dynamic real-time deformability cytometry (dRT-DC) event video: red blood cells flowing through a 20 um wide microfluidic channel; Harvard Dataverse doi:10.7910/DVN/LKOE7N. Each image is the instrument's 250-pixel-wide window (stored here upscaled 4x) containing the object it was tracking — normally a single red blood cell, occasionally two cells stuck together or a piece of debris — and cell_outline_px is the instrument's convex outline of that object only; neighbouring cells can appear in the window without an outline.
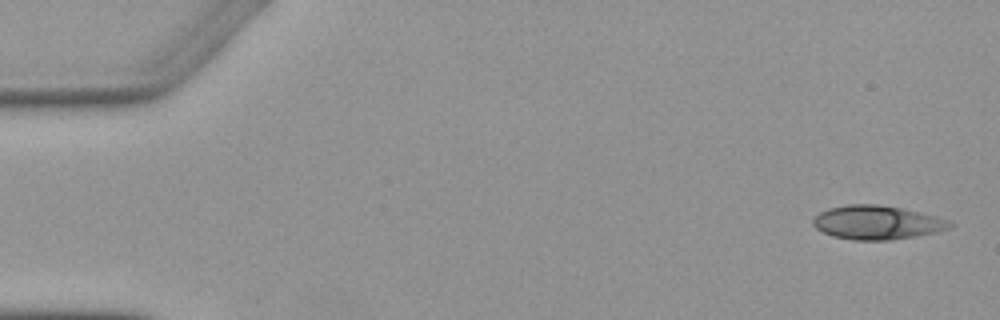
{"species": "Egyptian fruit bat (a non-hibernating species)", "species_latin": "Rousettus aegyptiacus", "temperature_condition": "warm", "stored_images_in_passage": 4, "camera_frame_rate_fps": 3000, "um_per_image_px": 0.085, "animal": {"sex": "female"}, "frame": {"image": 1, "passage_image": 1, "time_ms": 0.0, "image_size_px": [1000, 320], "cell_outline_px": [[956, 224], [952, 228], [936, 232], [916, 236], [892, 240], [852, 240], [832, 236], [816, 228], [812, 224], [812, 220], [820, 212], [828, 208], [848, 204], [876, 204], [904, 208], [936, 216], [948, 220]], "centroid_in_image_um": [74.58, 18.91], "position_along_channel_um": 10.4, "area_um2": 27.22}}
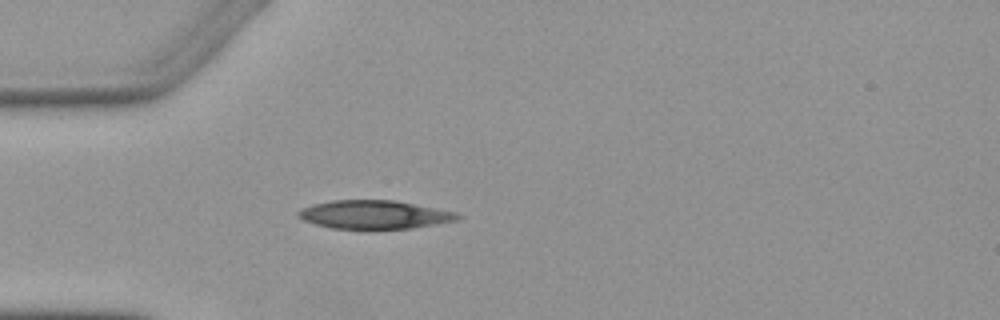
{"frame": {"image": 2, "passage_image": 4, "time_ms": 4.333, "image_size_px": [1000, 320], "cell_outline_px": [[464, 216], [460, 220], [412, 228], [368, 232], [332, 228], [316, 224], [304, 220], [296, 216], [296, 212], [312, 204], [332, 200], [396, 200], [456, 212]], "centroid_in_image_um": [31.84, 18.28], "position_along_channel_um": 53.2, "area_um2": 27.51}}